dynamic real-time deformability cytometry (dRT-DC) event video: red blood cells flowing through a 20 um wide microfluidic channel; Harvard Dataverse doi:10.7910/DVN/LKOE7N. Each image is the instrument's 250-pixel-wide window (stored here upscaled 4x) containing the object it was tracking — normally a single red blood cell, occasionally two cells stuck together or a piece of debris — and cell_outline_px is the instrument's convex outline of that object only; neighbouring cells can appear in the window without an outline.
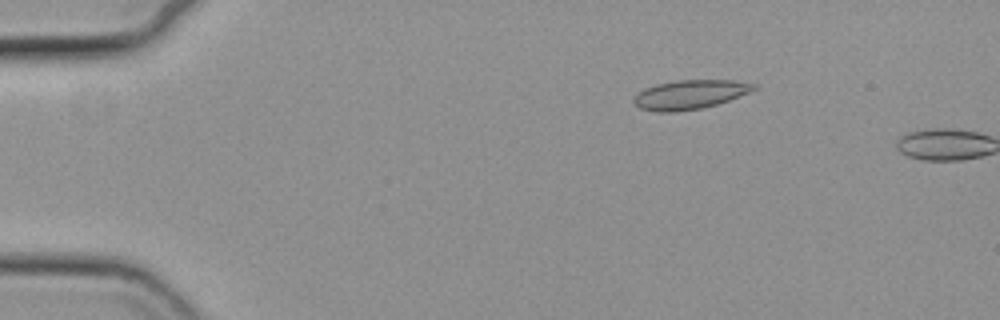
{"species": "common noctule bat (a hibernating species)", "species_latin": "Nyctalus noctula", "temperature_condition": "cold", "stored_images_in_passage": 11, "camera_frame_rate_fps": 3000, "um_per_image_px": 0.085, "animal": {"sex": "female", "body_mass_g": 19.3, "forearm_length_mm": 54.1}, "frame": {"image": 1, "passage_image": 10, "time_ms": 3.0, "image_size_px": [1000, 320], "cell_outline_px": [[756, 88], [748, 92], [728, 100], [716, 104], [700, 108], [672, 112], [656, 112], [640, 108], [632, 100], [644, 88], [656, 84], [676, 80], [736, 80], [756, 84]], "centroid_in_image_um": [58.62, 8.02], "position_along_channel_um": 26.4, "area_um2": 20.11}}